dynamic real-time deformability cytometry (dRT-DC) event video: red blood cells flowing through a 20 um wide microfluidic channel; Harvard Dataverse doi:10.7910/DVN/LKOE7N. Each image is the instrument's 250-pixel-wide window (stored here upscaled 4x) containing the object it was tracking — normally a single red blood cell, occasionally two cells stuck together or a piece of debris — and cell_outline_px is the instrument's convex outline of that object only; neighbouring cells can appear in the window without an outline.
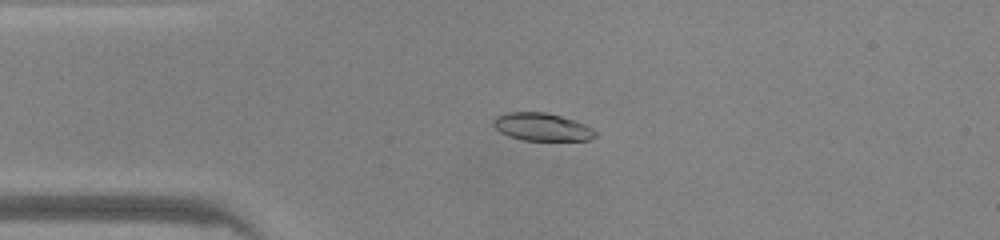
{"species": "common noctule bat (a hibernating species)", "species_latin": "Nyctalus noctula", "temperature_condition": "warm", "stored_images_in_passage": 46, "camera_frame_rate_fps": 3000, "um_per_image_px": 0.085, "animal": {"sex": "male", "body_mass_g": 20.0, "forearm_length_mm": 53.3}, "frame": {"image": 1, "passage_image": 10, "time_ms": 3.0, "image_size_px": [1000, 240], "cell_outline_px": [[596, 136], [588, 140], [524, 140], [508, 136], [500, 132], [492, 124], [492, 120], [496, 116], [508, 112], [544, 112], [576, 120], [592, 128], [596, 132]], "centroid_in_image_um": [46.05, 10.78], "position_along_channel_um": 39.0, "area_um2": 16.47}}
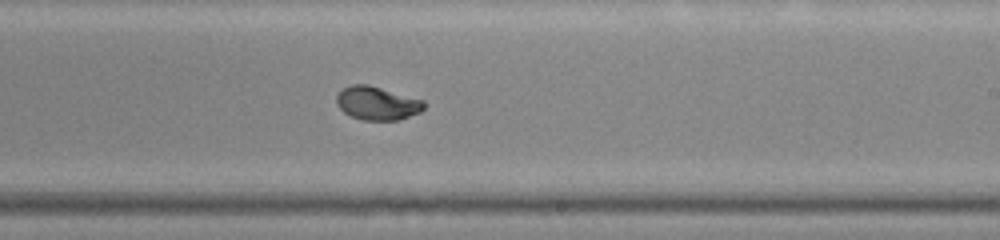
{"frame": {"image": 2, "passage_image": 27, "time_ms": 8.667, "image_size_px": [1000, 240], "cell_outline_px": [[424, 108], [420, 112], [400, 120], [364, 120], [352, 116], [344, 112], [336, 104], [336, 96], [344, 88], [352, 84], [368, 84], [424, 100]], "centroid_in_image_um": [32.06, 8.77], "position_along_channel_um": 256.9, "area_um2": 16.99}}
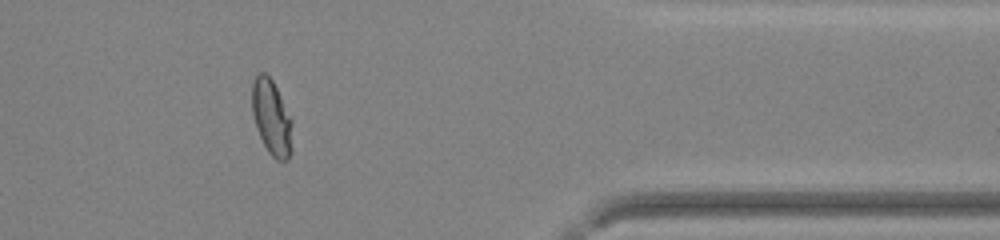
{"frame": {"image": 3, "passage_image": 38, "time_ms": 12.333, "image_size_px": [1000, 240], "cell_outline_px": [[292, 152], [288, 160], [276, 160], [268, 152], [260, 136], [252, 112], [252, 84], [256, 76], [260, 72], [264, 72], [272, 80], [292, 116]], "centroid_in_image_um": [23.12, 10.0], "position_along_channel_um": 388.3, "area_um2": 17.8}, "authors_computed_cell_mechanics": {"area_um2": 17.3111, "velocity_mm_per_s": 4.2596, "shape_relaxation_time_tau1_ms": 3.5244, "shape_relaxation_time_tau2_ms": null, "deformation_change_tau1": 0.1695, "deformation_change_tau2": null}}